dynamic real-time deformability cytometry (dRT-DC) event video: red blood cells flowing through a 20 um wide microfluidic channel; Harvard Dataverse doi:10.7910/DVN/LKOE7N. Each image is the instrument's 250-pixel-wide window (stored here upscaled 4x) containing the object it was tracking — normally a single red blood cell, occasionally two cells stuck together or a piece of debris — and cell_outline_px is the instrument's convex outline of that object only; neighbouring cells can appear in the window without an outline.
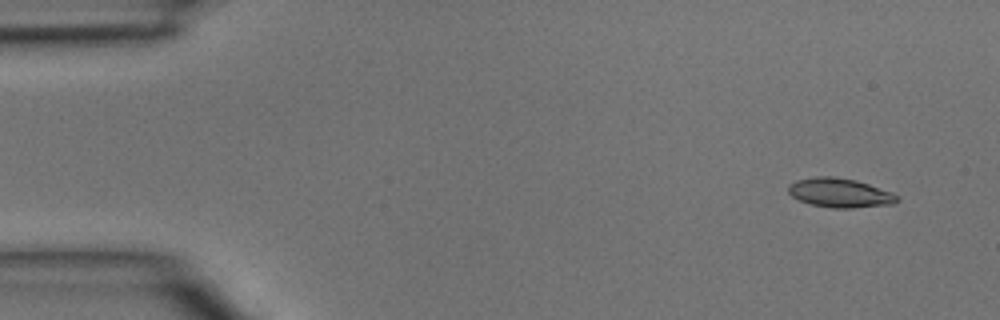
{"species": "common noctule bat (a hibernating species)", "species_latin": "Nyctalus noctula", "temperature_condition": "room temperature", "stored_images_in_passage": 4, "segment_of_instrument_passage": [2, 2], "camera_frame_rate_fps": 3000, "um_per_image_px": 0.085, "animal": {"sex": "male", "body_mass_g": 15.6}, "frame": {"image": 1, "passage_image": 4, "time_ms": 1.0, "image_size_px": [1000, 320], "cell_outline_px": [[900, 200], [892, 204], [852, 208], [832, 208], [812, 204], [800, 200], [792, 196], [788, 192], [788, 184], [796, 180], [816, 176], [836, 176], [856, 180], [892, 192]], "centroid_in_image_um": [71.37, 16.38], "position_along_channel_um": 13.6, "area_um2": 18.5}}